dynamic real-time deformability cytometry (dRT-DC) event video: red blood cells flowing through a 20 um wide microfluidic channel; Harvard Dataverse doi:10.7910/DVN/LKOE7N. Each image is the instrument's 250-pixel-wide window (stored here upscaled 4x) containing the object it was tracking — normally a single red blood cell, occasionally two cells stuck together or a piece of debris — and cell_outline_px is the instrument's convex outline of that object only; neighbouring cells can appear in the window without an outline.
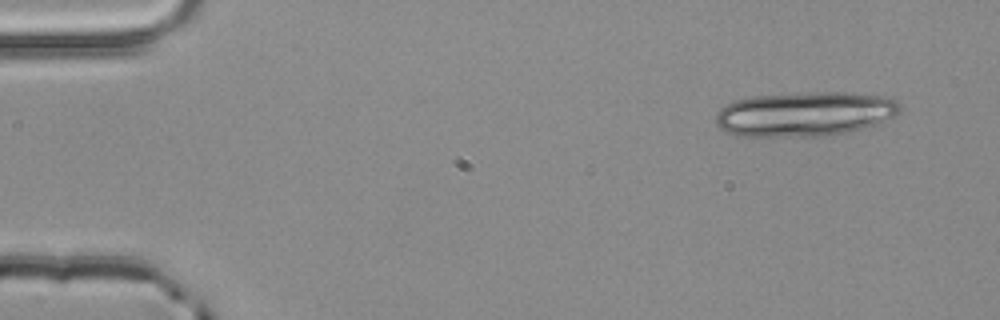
{"species": "common noctule bat (a hibernating species)", "species_latin": "Nyctalus noctula", "temperature_condition": "room temperature", "stored_images_in_passage": 3, "camera_frame_rate_fps": 3000, "um_per_image_px": 0.085, "animal": {"sex": "male", "body_mass_g": 20.4}, "frame": {"image": 1, "passage_image": 1, "time_ms": 0.0, "image_size_px": [1000, 320], "cell_outline_px": [[900, 112], [896, 116], [876, 124], [848, 132], [824, 136], [736, 136], [720, 128], [716, 124], [716, 112], [720, 108], [736, 100], [752, 96], [812, 92], [840, 92], [888, 96], [896, 100], [900, 104]], "centroid_in_image_um": [68.43, 9.68], "position_along_channel_um": 16.6, "area_um2": 48.03}}